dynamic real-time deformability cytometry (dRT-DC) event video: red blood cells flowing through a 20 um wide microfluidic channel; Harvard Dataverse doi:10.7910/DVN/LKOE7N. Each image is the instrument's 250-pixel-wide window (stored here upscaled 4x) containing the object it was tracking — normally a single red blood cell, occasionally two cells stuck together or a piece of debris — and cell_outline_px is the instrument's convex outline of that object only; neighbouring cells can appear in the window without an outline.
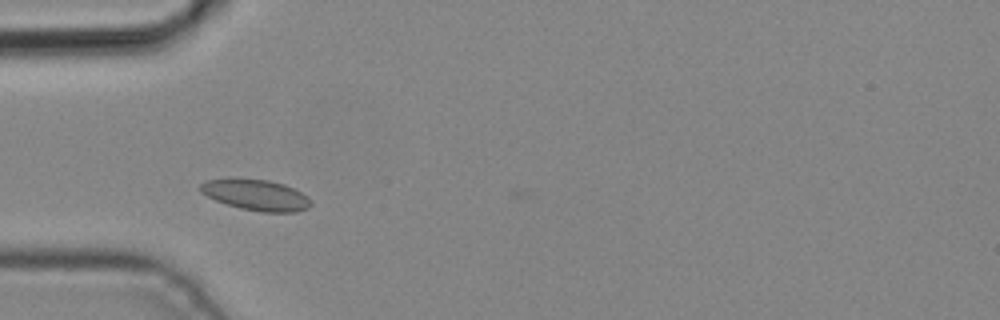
{"species": "common noctule bat (a hibernating species)", "species_latin": "Nyctalus noctula", "temperature_condition": "cold", "stored_images_in_passage": 4, "camera_frame_rate_fps": 3000, "um_per_image_px": 0.085, "animal": {"sex": "male", "body_mass_g": 19.2, "forearm_length_mm": 51.8}, "frame": {"image": 1, "passage_image": 3, "time_ms": 0.667, "image_size_px": [1000, 320], "cell_outline_px": [[312, 204], [308, 208], [296, 212], [260, 212], [240, 208], [216, 200], [200, 192], [200, 184], [208, 180], [228, 176], [236, 176], [268, 180], [284, 184], [308, 196], [312, 200]], "centroid_in_image_um": [21.74, 16.53], "position_along_channel_um": 63.3, "area_um2": 20.4}}
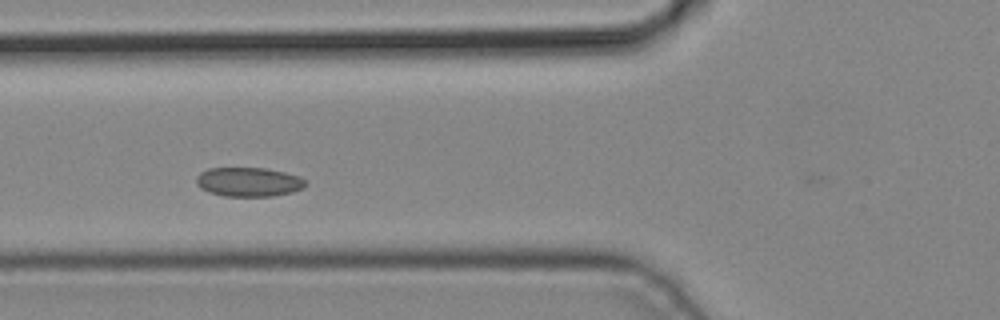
{"frame": {"image": 2, "passage_image": 4, "time_ms": 1.0, "image_size_px": [1000, 320], "cell_outline_px": [[308, 184], [304, 188], [292, 192], [272, 196], [224, 196], [208, 192], [200, 188], [196, 184], [196, 176], [200, 172], [208, 168], [268, 168], [300, 176]], "centroid_in_image_um": [21.13, 15.46], "position_along_channel_um": 104.7, "area_um2": 18.79}}